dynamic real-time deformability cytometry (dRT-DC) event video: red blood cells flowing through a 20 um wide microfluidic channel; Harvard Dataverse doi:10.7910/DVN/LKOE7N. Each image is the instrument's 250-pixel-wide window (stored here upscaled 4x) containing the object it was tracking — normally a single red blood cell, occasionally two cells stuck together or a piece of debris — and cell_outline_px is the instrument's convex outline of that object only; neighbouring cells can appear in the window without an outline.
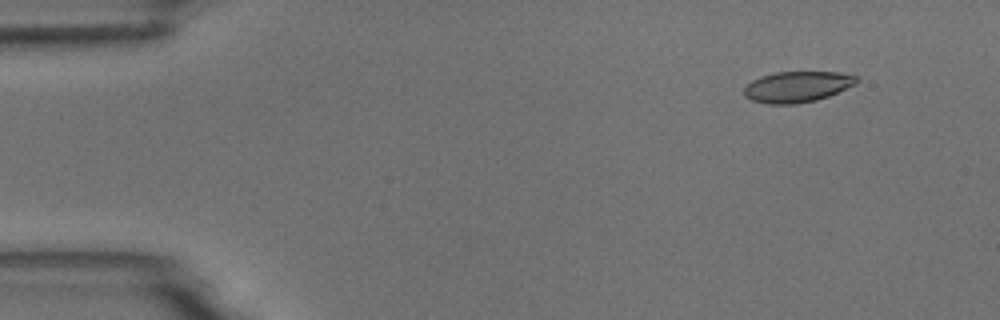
{"species": "common noctule bat (a hibernating species)", "species_latin": "Nyctalus noctula", "temperature_condition": "room temperature", "stored_images_in_passage": 4, "camera_frame_rate_fps": 3000, "um_per_image_px": 0.085, "animal": {"sex": "male", "body_mass_g": 18.8}, "frame": {"image": 1, "passage_image": 2, "time_ms": 1.0, "image_size_px": [1000, 320], "cell_outline_px": [[860, 80], [856, 84], [828, 96], [816, 100], [796, 104], [768, 104], [752, 100], [744, 96], [744, 88], [752, 80], [760, 76], [776, 72], [836, 72], [856, 76]], "centroid_in_image_um": [67.75, 7.37], "position_along_channel_um": 17.2, "area_um2": 20.23}}
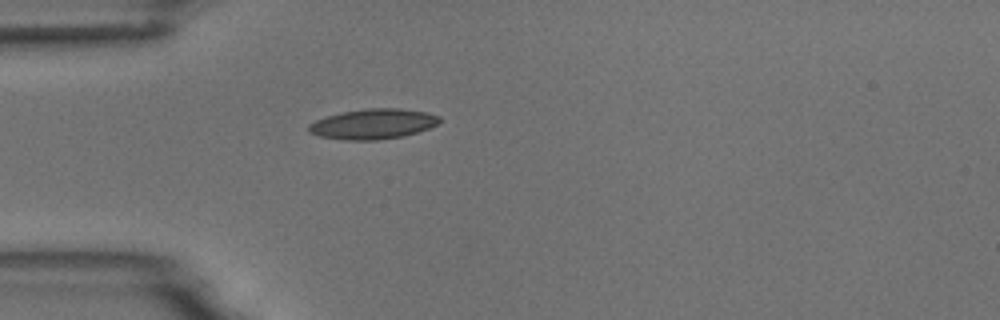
{"frame": {"image": 2, "passage_image": 4, "time_ms": 4.333, "image_size_px": [1000, 320], "cell_outline_px": [[440, 120], [436, 124], [428, 128], [404, 136], [376, 140], [344, 140], [320, 136], [308, 132], [308, 124], [316, 120], [328, 116], [344, 112], [368, 108], [400, 108], [428, 112], [440, 116]], "centroid_in_image_um": [31.71, 10.53], "position_along_channel_um": 53.3, "area_um2": 22.89}}